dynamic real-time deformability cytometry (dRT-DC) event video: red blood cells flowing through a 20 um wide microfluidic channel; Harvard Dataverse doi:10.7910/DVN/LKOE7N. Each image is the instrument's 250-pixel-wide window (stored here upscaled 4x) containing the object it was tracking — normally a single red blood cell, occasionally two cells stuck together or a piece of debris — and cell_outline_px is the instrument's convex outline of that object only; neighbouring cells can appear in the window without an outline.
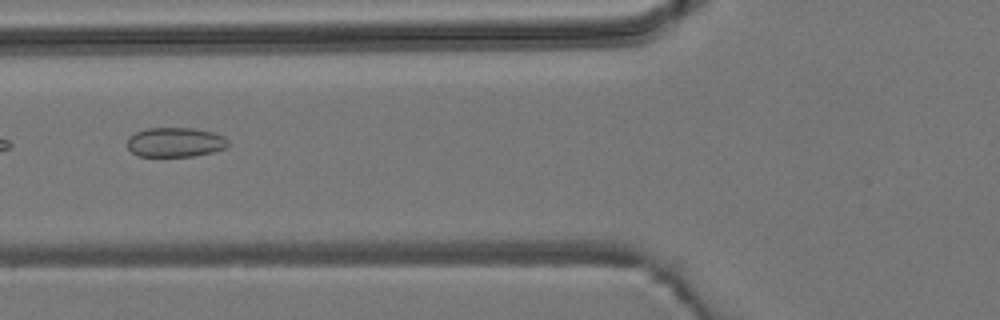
{"species": "common noctule bat (a hibernating species)", "species_latin": "Nyctalus noctula", "temperature_condition": "room temperature", "stored_images_in_passage": 6, "camera_frame_rate_fps": 3000, "um_per_image_px": 0.085, "animal": {"sex": "male", "body_mass_g": 19.2, "forearm_length_mm": 51.8}, "frame": {"image": 1, "passage_image": 6, "time_ms": 5.667, "image_size_px": [1000, 320], "cell_outline_px": [[228, 144], [224, 148], [212, 152], [192, 156], [140, 156], [132, 152], [128, 148], [128, 136], [136, 132], [148, 128], [196, 128], [212, 132], [224, 136], [228, 140]], "centroid_in_image_um": [14.89, 12.08], "position_along_channel_um": 110.9, "area_um2": 17.28}}